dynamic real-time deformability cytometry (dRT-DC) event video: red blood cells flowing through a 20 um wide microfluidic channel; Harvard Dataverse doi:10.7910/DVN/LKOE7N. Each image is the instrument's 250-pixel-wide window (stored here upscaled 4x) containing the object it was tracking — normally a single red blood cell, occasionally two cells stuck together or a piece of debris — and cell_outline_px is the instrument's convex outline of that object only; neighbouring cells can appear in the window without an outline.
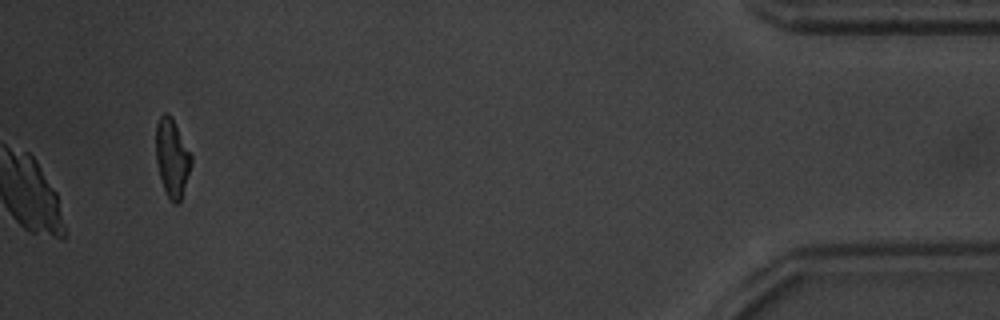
{"species": "common noctule bat (a hibernating species)", "species_latin": "Nyctalus noctula", "temperature_condition": "warm", "stored_images_in_passage": 38, "camera_frame_rate_fps": 3000, "um_per_image_px": 0.085, "animal": {"sex": "male", "body_mass_g": 20.1, "forearm_length_mm": 53.5}, "frame": {"image": 1, "passage_image": 38, "time_ms": 12.333, "image_size_px": [1000, 320], "cell_outline_px": [[192, 164], [180, 200], [176, 204], [172, 204], [164, 188], [160, 176], [156, 160], [156, 124], [160, 116], [164, 112], [168, 112], [192, 156]], "centroid_in_image_um": [14.62, 13.42], "position_along_channel_um": 420.6, "area_um2": 15.72}}